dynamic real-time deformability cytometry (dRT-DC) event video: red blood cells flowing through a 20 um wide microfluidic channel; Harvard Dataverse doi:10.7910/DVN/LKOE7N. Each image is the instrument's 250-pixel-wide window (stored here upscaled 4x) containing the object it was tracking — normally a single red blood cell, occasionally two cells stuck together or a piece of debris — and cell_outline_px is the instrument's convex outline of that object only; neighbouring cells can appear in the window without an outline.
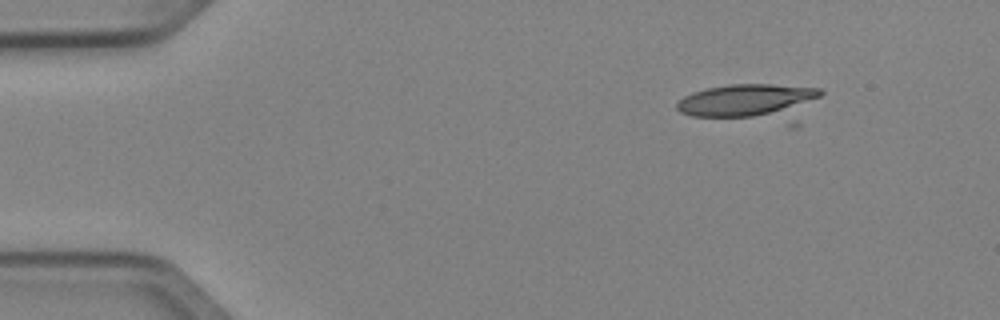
{"species": "Egyptian fruit bat (a non-hibernating species)", "species_latin": "Rousettus aegyptiacus", "temperature_condition": "cold", "stored_images_in_passage": 7, "camera_frame_rate_fps": 3000, "um_per_image_px": 0.085, "animal": {"sex": "female"}, "frame": {"image": 1, "passage_image": 1, "time_ms": 0.0, "image_size_px": [1000, 320], "cell_outline_px": [[824, 92], [820, 96], [768, 112], [752, 116], [692, 116], [680, 112], [676, 108], [676, 104], [684, 96], [692, 92], [708, 88], [728, 84], [772, 84], [820, 88]], "centroid_in_image_um": [63.23, 8.46], "position_along_channel_um": 21.8, "area_um2": 25.14}}